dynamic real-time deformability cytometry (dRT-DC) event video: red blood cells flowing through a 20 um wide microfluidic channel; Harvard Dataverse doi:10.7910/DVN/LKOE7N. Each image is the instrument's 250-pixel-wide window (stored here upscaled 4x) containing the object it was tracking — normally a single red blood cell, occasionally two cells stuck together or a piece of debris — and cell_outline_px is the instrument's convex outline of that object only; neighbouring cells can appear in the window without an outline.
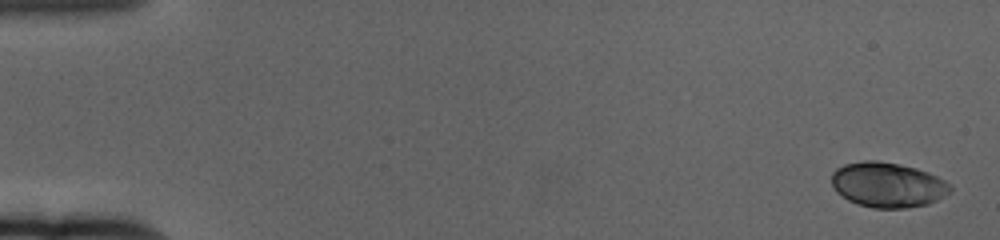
{"species": "human", "species_latin": "Homo sapiens", "temperature_condition": "cold", "stored_images_in_passage": 3, "camera_frame_rate_fps": 3000, "um_per_image_px": 0.085, "donor": {"sex": "female"}, "frame": {"image": 1, "passage_image": 1, "time_ms": 0.0, "image_size_px": [1000, 240], "cell_outline_px": [[952, 192], [928, 204], [904, 208], [872, 208], [856, 204], [848, 200], [836, 192], [832, 184], [832, 172], [836, 168], [844, 164], [864, 160], [876, 160], [900, 164], [916, 168], [928, 172], [944, 180], [952, 188]], "centroid_in_image_um": [75.44, 15.71], "position_along_channel_um": 9.6, "area_um2": 31.27}}